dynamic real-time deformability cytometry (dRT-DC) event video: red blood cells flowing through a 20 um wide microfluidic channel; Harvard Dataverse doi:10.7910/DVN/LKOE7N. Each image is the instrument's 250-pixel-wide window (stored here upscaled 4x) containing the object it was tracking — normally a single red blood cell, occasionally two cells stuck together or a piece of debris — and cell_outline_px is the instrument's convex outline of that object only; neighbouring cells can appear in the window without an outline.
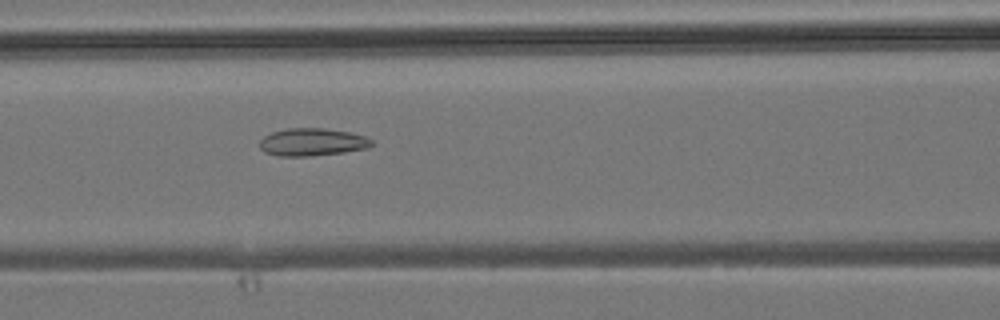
{"species": "common noctule bat (a hibernating species)", "species_latin": "Nyctalus noctula", "temperature_condition": "room temperature", "stored_images_in_passage": 36, "camera_frame_rate_fps": 3000, "um_per_image_px": 0.085, "animal": {"sex": "male", "body_mass_g": 19.2, "forearm_length_mm": 51.8}, "frame": {"image": 1, "passage_image": 11, "time_ms": 3.333, "image_size_px": [1000, 320], "cell_outline_px": [[376, 144], [368, 148], [344, 152], [308, 156], [280, 156], [264, 152], [260, 148], [260, 140], [264, 136], [272, 132], [288, 128], [324, 128], [348, 132], [364, 136], [372, 140]], "centroid_in_image_um": [26.55, 12.08], "position_along_channel_um": 140.0, "area_um2": 18.03}}
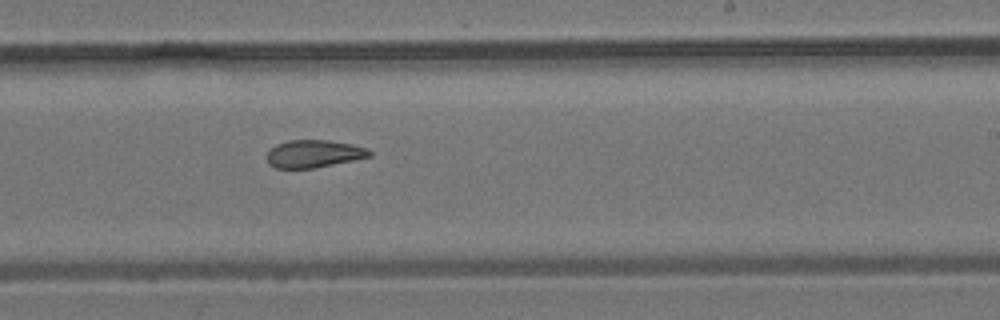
{"frame": {"image": 2, "passage_image": 19, "time_ms": 6.0, "image_size_px": [1000, 320], "cell_outline_px": [[372, 156], [312, 168], [276, 168], [268, 164], [268, 152], [276, 144], [288, 140], [328, 140], [368, 148], [372, 152]], "centroid_in_image_um": [26.66, 13.06], "position_along_channel_um": 262.3, "area_um2": 16.24}}
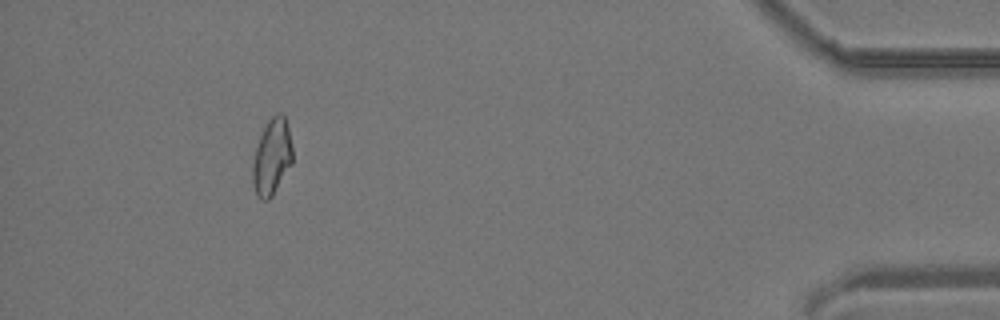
{"frame": {"image": 3, "passage_image": 33, "time_ms": 10.667, "image_size_px": [1000, 320], "cell_outline_px": [[292, 164], [272, 196], [268, 200], [260, 200], [256, 196], [252, 180], [252, 164], [256, 148], [260, 136], [268, 120], [272, 116], [280, 112], [284, 112], [288, 128], [292, 148]], "centroid_in_image_um": [23.11, 13.35], "position_along_channel_um": 412.1, "area_um2": 17.74}}